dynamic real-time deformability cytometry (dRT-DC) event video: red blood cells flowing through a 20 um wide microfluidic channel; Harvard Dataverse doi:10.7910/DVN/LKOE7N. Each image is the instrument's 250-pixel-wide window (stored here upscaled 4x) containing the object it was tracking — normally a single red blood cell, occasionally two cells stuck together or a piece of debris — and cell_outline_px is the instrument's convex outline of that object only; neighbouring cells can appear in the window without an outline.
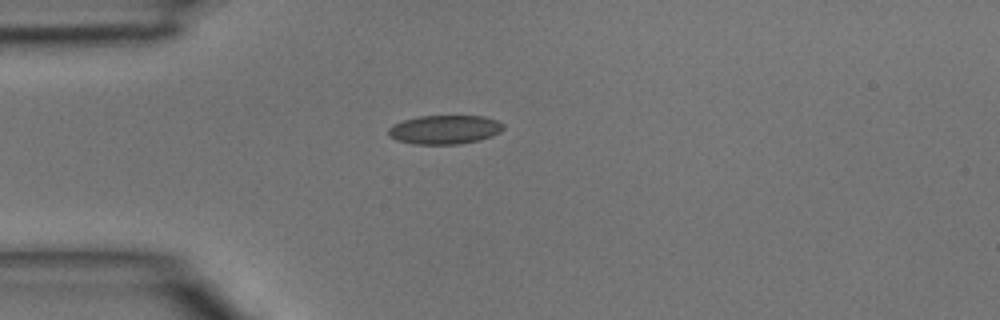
{"species": "common noctule bat (a hibernating species)", "species_latin": "Nyctalus noctula", "temperature_condition": "room temperature", "stored_images_in_passage": 34, "camera_frame_rate_fps": 3000, "um_per_image_px": 0.085, "animal": {"sex": "male", "body_mass_g": 15.6}, "frame": {"image": 1, "passage_image": 1, "time_ms": 0.0, "image_size_px": [1000, 320], "cell_outline_px": [[504, 128], [500, 132], [492, 136], [480, 140], [460, 144], [416, 144], [396, 140], [388, 132], [388, 128], [404, 120], [420, 116], [484, 116], [496, 120], [504, 124]], "centroid_in_image_um": [37.85, 11.02], "position_along_channel_um": 47.2, "area_um2": 19.25}}
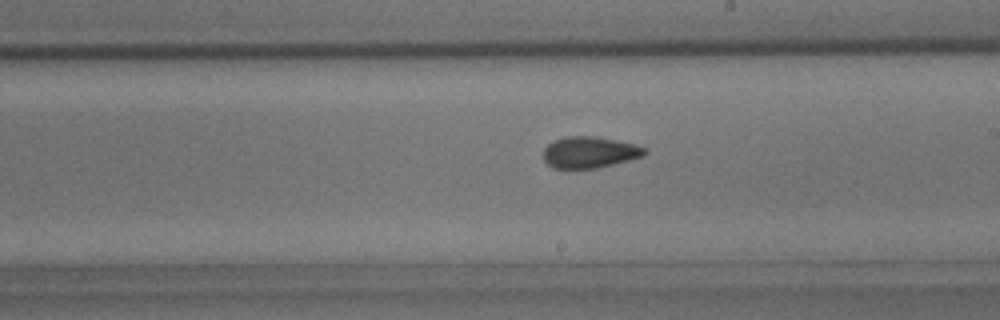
{"frame": {"image": 2, "passage_image": 15, "time_ms": 4.667, "image_size_px": [1000, 320], "cell_outline_px": [[648, 152], [644, 156], [596, 168], [552, 168], [544, 160], [544, 148], [548, 144], [556, 140], [568, 136], [596, 136], [636, 144], [644, 148]], "centroid_in_image_um": [50.12, 12.94], "position_along_channel_um": 238.9, "area_um2": 18.38}}
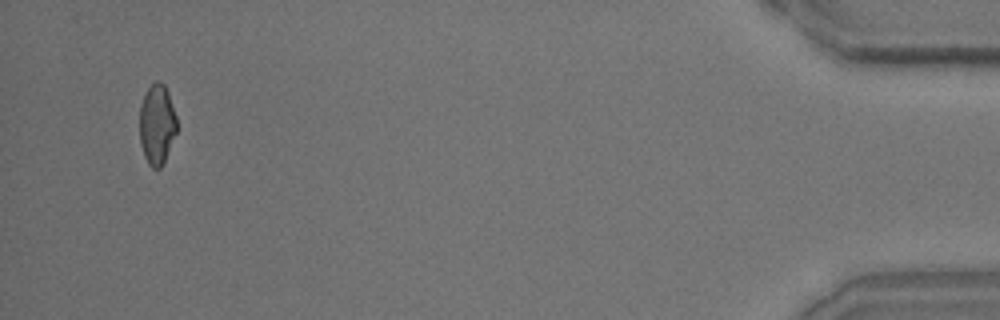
{"frame": {"image": 3, "passage_image": 33, "time_ms": 10.667, "image_size_px": [1000, 320], "cell_outline_px": [[176, 132], [164, 164], [160, 168], [152, 168], [148, 164], [144, 156], [140, 144], [140, 104], [148, 88], [156, 80], [160, 80], [164, 84], [168, 92], [176, 116]], "centroid_in_image_um": [13.34, 10.59], "position_along_channel_um": 421.9, "area_um2": 17.46}}